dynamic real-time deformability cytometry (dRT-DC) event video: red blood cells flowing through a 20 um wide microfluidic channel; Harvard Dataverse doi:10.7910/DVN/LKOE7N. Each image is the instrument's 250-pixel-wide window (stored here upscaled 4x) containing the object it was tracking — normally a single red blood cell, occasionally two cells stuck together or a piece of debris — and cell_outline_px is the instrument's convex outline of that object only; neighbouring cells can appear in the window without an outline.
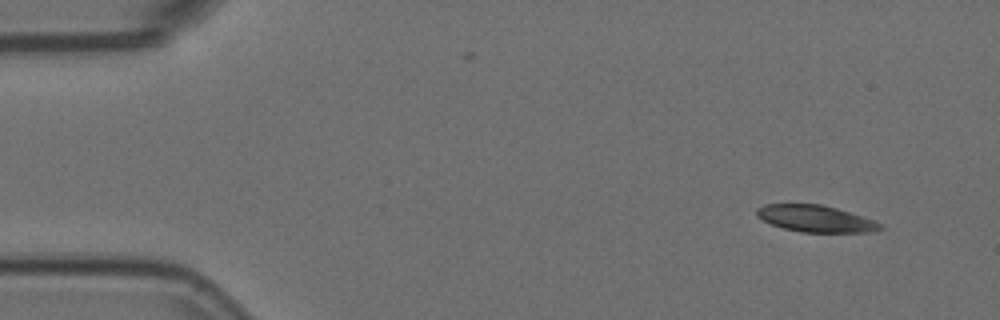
{"species": "Egyptian fruit bat (a non-hibernating species)", "species_latin": "Rousettus aegyptiacus", "temperature_condition": "room temperature", "stored_images_in_passage": 4, "camera_frame_rate_fps": 3000, "um_per_image_px": 0.085, "animal": {"sex": "female"}, "frame": {"image": 1, "passage_image": 1, "time_ms": 0.0, "image_size_px": [1000, 320], "cell_outline_px": [[884, 228], [876, 232], [800, 232], [784, 228], [772, 224], [756, 216], [756, 208], [764, 204], [820, 204], [836, 208], [884, 224]], "centroid_in_image_um": [69.33, 18.59], "position_along_channel_um": 15.7, "area_um2": 19.13}}
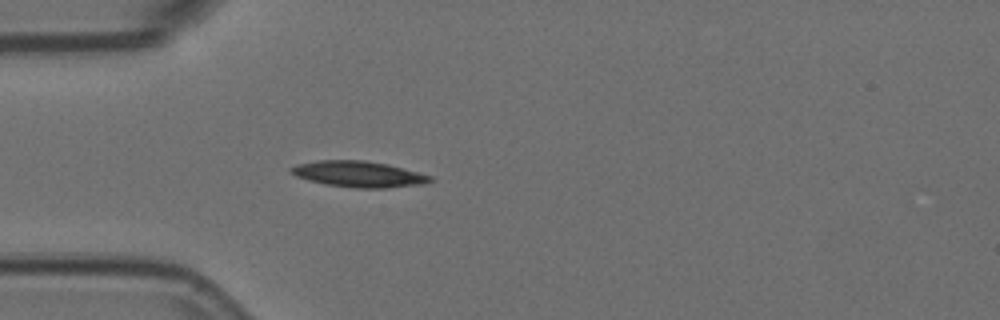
{"frame": {"image": 2, "passage_image": 4, "time_ms": 1.0, "image_size_px": [1000, 320], "cell_outline_px": [[432, 180], [424, 184], [388, 188], [352, 188], [328, 184], [308, 180], [296, 176], [288, 172], [288, 168], [296, 164], [316, 160], [364, 160], [388, 164], [404, 168], [432, 176]], "centroid_in_image_um": [30.46, 14.79], "position_along_channel_um": 54.5, "area_um2": 21.27}}